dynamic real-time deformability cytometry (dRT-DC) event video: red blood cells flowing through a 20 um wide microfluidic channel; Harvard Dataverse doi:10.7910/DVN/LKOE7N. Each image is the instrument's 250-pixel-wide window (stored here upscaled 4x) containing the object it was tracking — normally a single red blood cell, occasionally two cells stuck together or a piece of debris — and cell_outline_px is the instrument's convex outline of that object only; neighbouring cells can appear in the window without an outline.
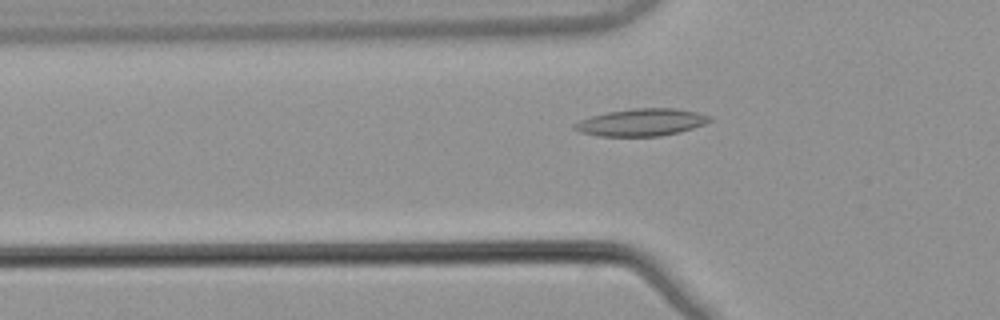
{"species": "common noctule bat (a hibernating species)", "species_latin": "Nyctalus noctula", "temperature_condition": "warm", "stored_images_in_passage": 35, "camera_frame_rate_fps": 3000, "um_per_image_px": 0.085, "animal": {"sex": "male", "body_mass_g": 21.5, "forearm_length_mm": 52.0}, "frame": {"image": 1, "passage_image": 7, "time_ms": 2.0, "image_size_px": [1000, 320], "cell_outline_px": [[712, 120], [704, 124], [680, 132], [660, 136], [596, 136], [580, 132], [572, 128], [572, 124], [580, 120], [592, 116], [608, 112], [632, 108], [676, 108], [696, 112], [712, 116]], "centroid_in_image_um": [54.51, 10.4], "position_along_channel_um": 71.3, "area_um2": 21.56}}
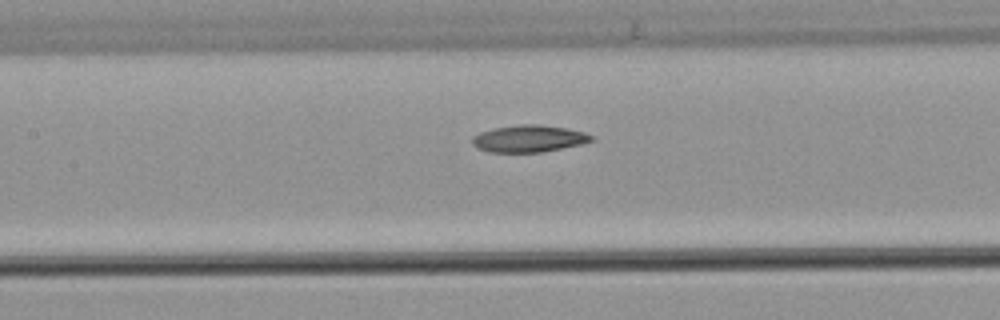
{"frame": {"image": 2, "passage_image": 14, "time_ms": 4.333, "image_size_px": [1000, 320], "cell_outline_px": [[596, 140], [584, 144], [540, 152], [488, 152], [476, 148], [472, 144], [472, 136], [480, 132], [492, 128], [516, 124], [536, 124], [568, 128], [584, 132], [596, 136]], "centroid_in_image_um": [44.98, 11.78], "position_along_channel_um": 162.4, "area_um2": 19.13}}
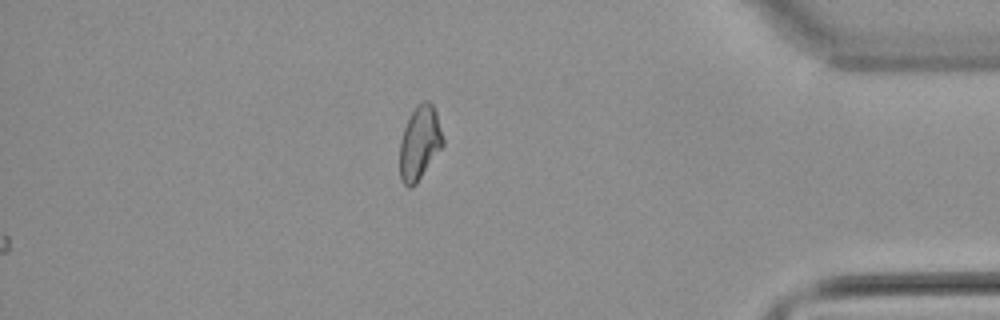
{"frame": {"image": 3, "passage_image": 35, "time_ms": 11.333, "image_size_px": [1000, 320], "cell_outline_px": [[444, 144], [416, 184], [412, 188], [408, 188], [400, 180], [400, 140], [404, 128], [416, 104], [424, 100], [428, 100], [432, 104], [436, 112], [444, 140]], "centroid_in_image_um": [35.66, 12.16], "position_along_channel_um": 399.5, "area_um2": 18.55}, "authors_computed_cell_mechanics": {"area_um2": 18.8428, "velocity_mm_per_s": 3.8832, "shape_relaxation_time_tau1_ms": 11.3142, "shape_relaxation_time_tau2_ms": 8.6899, "deformation_change_tau1": 0.2308, "deformation_change_tau2": 0.1672}}